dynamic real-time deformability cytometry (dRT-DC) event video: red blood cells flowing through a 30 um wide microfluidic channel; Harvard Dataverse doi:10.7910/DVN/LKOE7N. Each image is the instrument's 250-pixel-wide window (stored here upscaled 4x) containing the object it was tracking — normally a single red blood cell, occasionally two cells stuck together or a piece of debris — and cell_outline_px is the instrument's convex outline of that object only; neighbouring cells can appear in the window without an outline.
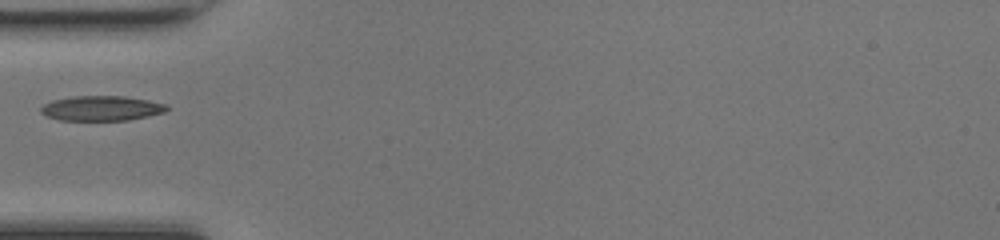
{"species": "common noctule bat (a hibernating species)", "species_latin": "Nyctalus noctula", "temperature_condition": "room temperature", "stored_images_in_passage": 23, "camera_frame_rate_fps": 3000, "um_per_image_px": 0.085, "animal": {"sex": "female", "body_mass_g": 17.0, "forearm_length_mm": 48.0}, "frame": {"image": 1, "passage_image": 1, "time_ms": 0.0, "image_size_px": [1000, 240], "cell_outline_px": [[168, 108], [164, 112], [148, 116], [128, 120], [60, 120], [48, 116], [40, 112], [40, 108], [44, 104], [52, 100], [76, 96], [124, 96], [148, 100], [164, 104]], "centroid_in_image_um": [8.61, 9.2], "position_along_channel_um": 76.4, "area_um2": 18.09}}
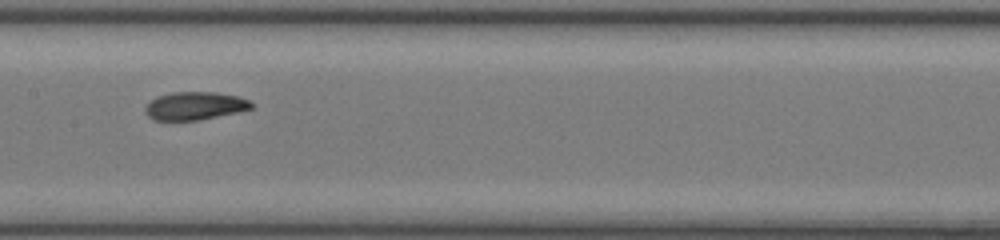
{"frame": {"image": 2, "passage_image": 9, "time_ms": 2.667, "image_size_px": [1000, 240], "cell_outline_px": [[256, 104], [252, 108], [236, 112], [200, 120], [152, 120], [144, 112], [144, 108], [156, 96], [172, 92], [216, 92], [240, 96]], "centroid_in_image_um": [16.56, 8.99], "position_along_channel_um": 190.8, "area_um2": 17.46}}
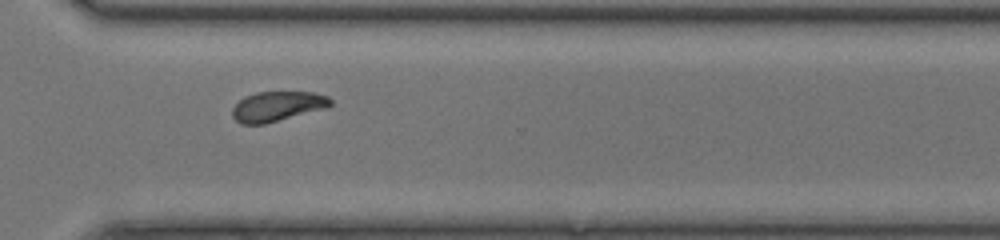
{"frame": {"image": 3, "passage_image": 20, "time_ms": 6.333, "image_size_px": [1000, 240], "cell_outline_px": [[332, 104], [328, 108], [264, 124], [240, 124], [232, 116], [232, 108], [244, 96], [256, 92], [312, 92], [328, 96], [332, 100]], "centroid_in_image_um": [23.59, 9.04], "position_along_channel_um": 347.0, "area_um2": 17.22}}